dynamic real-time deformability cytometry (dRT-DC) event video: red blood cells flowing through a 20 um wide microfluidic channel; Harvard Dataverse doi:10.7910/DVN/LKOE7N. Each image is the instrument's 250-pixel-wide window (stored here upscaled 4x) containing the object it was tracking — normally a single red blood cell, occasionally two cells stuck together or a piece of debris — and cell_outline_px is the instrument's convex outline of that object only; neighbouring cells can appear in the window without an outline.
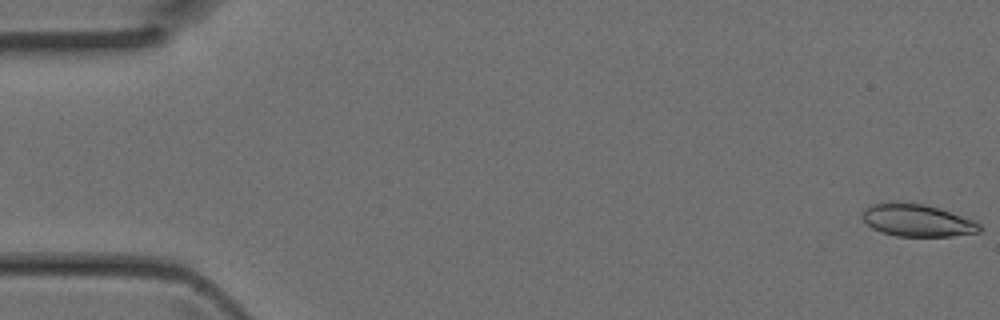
{"species": "Egyptian fruit bat (a non-hibernating species)", "species_latin": "Rousettus aegyptiacus", "temperature_condition": "room temperature", "stored_images_in_passage": 7, "camera_frame_rate_fps": 3000, "um_per_image_px": 0.085, "animal": {"sex": "female"}, "frame": {"image": 1, "passage_image": 1, "time_ms": 0.0, "image_size_px": [1000, 320], "cell_outline_px": [[980, 232], [952, 236], [896, 236], [880, 232], [872, 228], [860, 216], [860, 212], [864, 208], [872, 204], [892, 200], [896, 200], [924, 204], [972, 220], [980, 224]], "centroid_in_image_um": [77.85, 18.71], "position_along_channel_um": 7.1, "area_um2": 22.25}}